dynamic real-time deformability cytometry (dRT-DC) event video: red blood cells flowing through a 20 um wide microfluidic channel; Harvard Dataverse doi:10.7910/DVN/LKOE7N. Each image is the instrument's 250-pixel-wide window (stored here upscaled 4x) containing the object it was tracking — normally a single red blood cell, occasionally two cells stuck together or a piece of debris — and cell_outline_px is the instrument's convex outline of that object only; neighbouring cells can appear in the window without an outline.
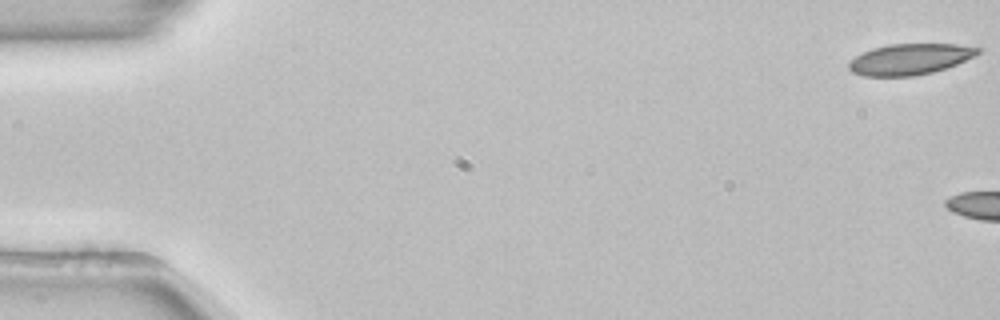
{"species": "common noctule bat (a hibernating species)", "species_latin": "Nyctalus noctula", "temperature_condition": "room temperature", "stored_images_in_passage": 6, "camera_frame_rate_fps": 3000, "um_per_image_px": 0.085, "animal": {"sex": "female", "body_mass_g": 22.7, "forearm_length_mm": 54.2}, "frame": {"image": 1, "passage_image": 1, "time_ms": 0.0, "image_size_px": [1000, 320], "cell_outline_px": [[984, 48], [976, 56], [956, 64], [932, 72], [912, 76], [864, 76], [852, 72], [848, 68], [848, 60], [872, 48], [888, 44], [956, 44]], "centroid_in_image_um": [77.34, 5.02], "position_along_channel_um": 7.7, "area_um2": 23.35}}